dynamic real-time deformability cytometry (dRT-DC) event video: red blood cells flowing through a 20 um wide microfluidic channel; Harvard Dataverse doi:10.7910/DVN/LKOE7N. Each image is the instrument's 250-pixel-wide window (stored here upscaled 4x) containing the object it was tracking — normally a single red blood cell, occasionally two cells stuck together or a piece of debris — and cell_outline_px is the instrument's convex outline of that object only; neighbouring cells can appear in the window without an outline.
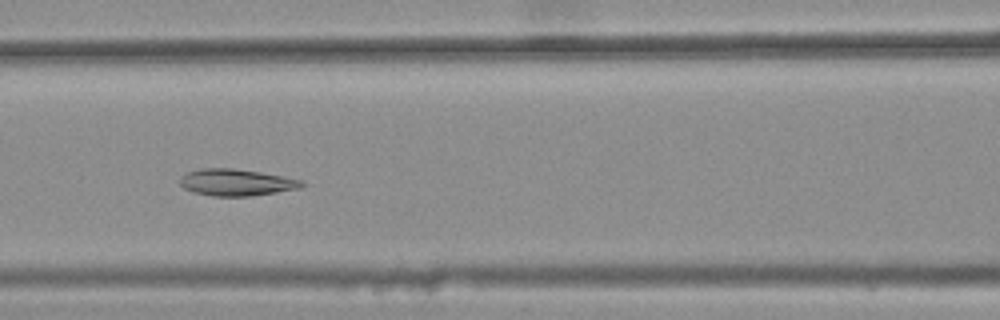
{"species": "common noctule bat (a hibernating species)", "species_latin": "Nyctalus noctula", "temperature_condition": "warm", "stored_images_in_passage": 36, "camera_frame_rate_fps": 3000, "um_per_image_px": 0.085, "animal": {"sex": "female", "body_mass_g": 25.1}, "frame": {"image": 1, "passage_image": 18, "time_ms": 5.667, "image_size_px": [1000, 320], "cell_outline_px": [[308, 184], [300, 188], [252, 196], [212, 196], [192, 192], [184, 188], [180, 184], [180, 176], [188, 172], [200, 168], [232, 168], [260, 172], [284, 176], [304, 180]], "centroid_in_image_um": [20.11, 15.5], "position_along_channel_um": 146.5, "area_um2": 19.19}}
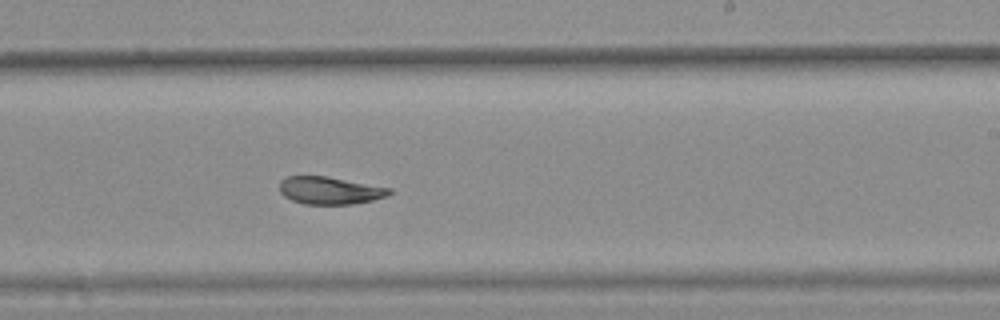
{"frame": {"image": 2, "passage_image": 27, "time_ms": 8.667, "image_size_px": [1000, 320], "cell_outline_px": [[392, 192], [388, 196], [372, 200], [352, 204], [304, 204], [292, 200], [284, 196], [280, 192], [280, 180], [288, 176], [328, 176], [392, 188]], "centroid_in_image_um": [28.05, 16.18], "position_along_channel_um": 260.9, "area_um2": 17.69}}
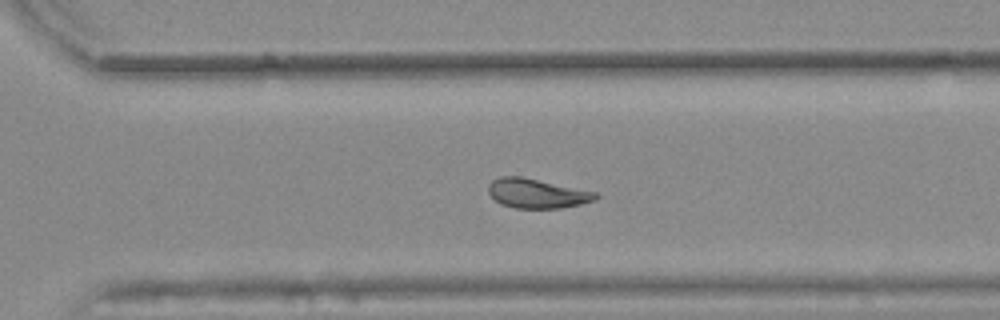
{"frame": {"image": 3, "passage_image": 32, "time_ms": 10.333, "image_size_px": [1000, 320], "cell_outline_px": [[600, 196], [596, 200], [580, 204], [560, 208], [516, 208], [500, 204], [488, 192], [488, 184], [492, 180], [500, 176], [520, 176], [596, 192]], "centroid_in_image_um": [45.63, 16.44], "position_along_channel_um": 325.0, "area_um2": 18.32}, "authors_computed_cell_mechanics": {"area_um2": 18.6983, "velocity_mm_per_s": 3.8263, "shape_relaxation_time_tau1_ms": null, "shape_relaxation_time_tau2_ms": 4.5215, "deformation_change_tau1": null, "deformation_change_tau2": 0.0798}}